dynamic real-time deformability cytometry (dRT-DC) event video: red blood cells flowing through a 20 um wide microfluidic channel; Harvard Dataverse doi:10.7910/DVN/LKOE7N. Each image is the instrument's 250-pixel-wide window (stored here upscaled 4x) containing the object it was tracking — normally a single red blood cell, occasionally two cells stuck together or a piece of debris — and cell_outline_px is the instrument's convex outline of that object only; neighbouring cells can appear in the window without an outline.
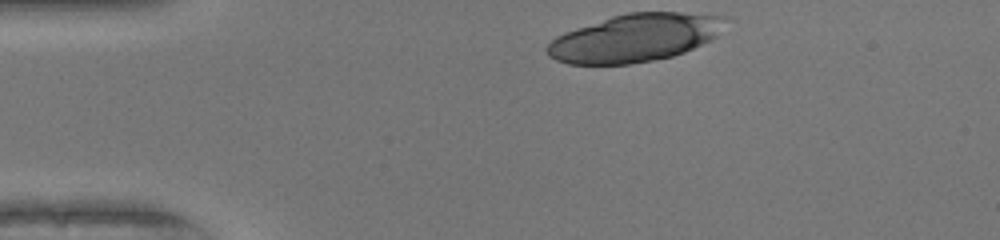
{"species": "human", "species_latin": "Homo sapiens", "temperature_condition": "warm", "stored_images_in_passage": 32, "camera_frame_rate_fps": 3000, "um_per_image_px": 0.085, "donor": {"sex": "female"}, "frame": {"image": 1, "passage_image": 1, "time_ms": 0.0, "image_size_px": [1000, 240], "cell_outline_px": [[732, 16], [716, 36], [684, 52], [672, 56], [652, 60], [628, 64], [568, 64], [556, 60], [548, 56], [544, 48], [556, 36], [564, 32], [612, 16], [628, 12], [680, 12]], "centroid_in_image_um": [53.97, 3.2], "position_along_channel_um": 31.0, "area_um2": 49.65}}
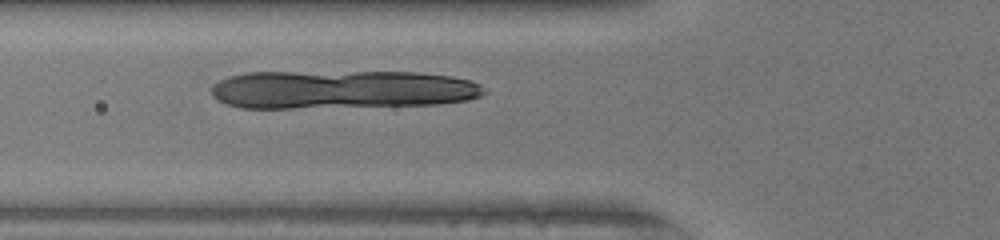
{"frame": {"image": 2, "passage_image": 10, "time_ms": 3.0, "image_size_px": [1000, 240], "cell_outline_px": [[488, 92], [480, 96], [468, 100], [440, 104], [292, 108], [240, 108], [224, 104], [216, 100], [212, 96], [212, 84], [228, 76], [248, 72], [416, 72], [452, 76], [468, 80], [480, 84]], "centroid_in_image_um": [29.03, 7.61], "position_along_channel_um": 96.8, "area_um2": 61.67}}